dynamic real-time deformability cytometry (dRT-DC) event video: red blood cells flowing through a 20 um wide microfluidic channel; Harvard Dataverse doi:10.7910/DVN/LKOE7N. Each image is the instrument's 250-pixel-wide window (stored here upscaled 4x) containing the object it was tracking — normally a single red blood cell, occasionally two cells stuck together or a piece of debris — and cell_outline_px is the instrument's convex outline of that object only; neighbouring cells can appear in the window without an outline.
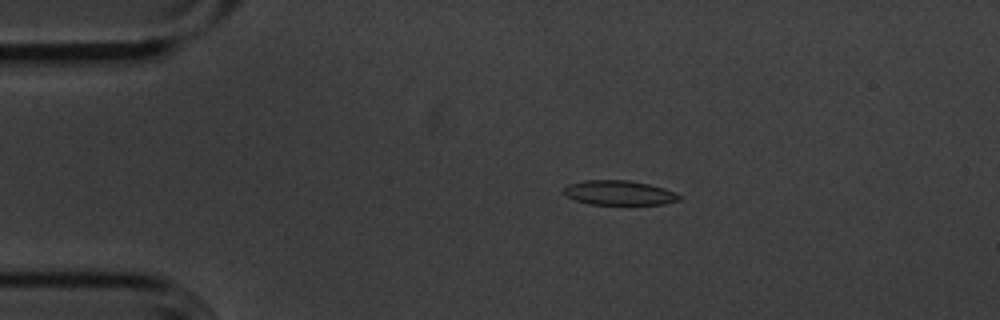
{"species": "common noctule bat (a hibernating species)", "species_latin": "Nyctalus noctula", "temperature_condition": "cold", "stored_images_in_passage": 46, "camera_frame_rate_fps": 3000, "um_per_image_px": 0.085, "animal": {"sex": "male", "body_mass_g": 20.1, "forearm_length_mm": 53.5}, "frame": {"image": 1, "passage_image": 2, "time_ms": 0.333, "image_size_px": [1000, 320], "cell_outline_px": [[680, 200], [664, 204], [592, 204], [576, 200], [564, 196], [560, 192], [568, 184], [584, 180], [628, 180], [648, 184], [664, 188], [680, 196]], "centroid_in_image_um": [52.55, 16.38], "position_along_channel_um": 32.4, "area_um2": 16.47}}
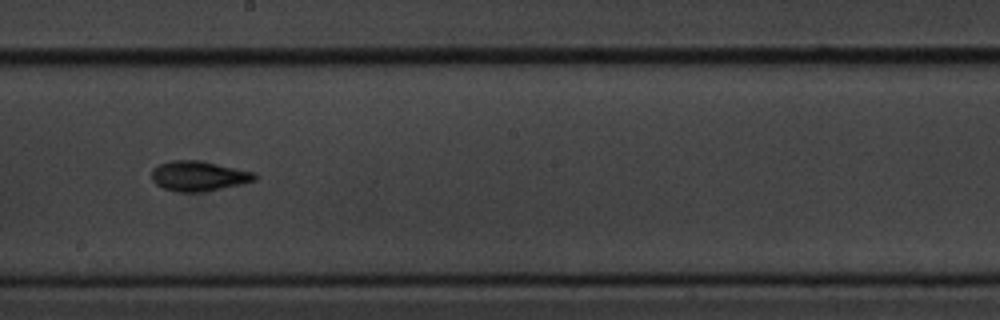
{"frame": {"image": 2, "passage_image": 22, "time_ms": 7.0, "image_size_px": [1000, 320], "cell_outline_px": [[256, 180], [240, 184], [200, 192], [180, 192], [164, 188], [156, 184], [152, 180], [152, 168], [160, 164], [172, 160], [196, 160], [256, 172]], "centroid_in_image_um": [16.86, 14.96], "position_along_channel_um": 231.3, "area_um2": 17.74}}
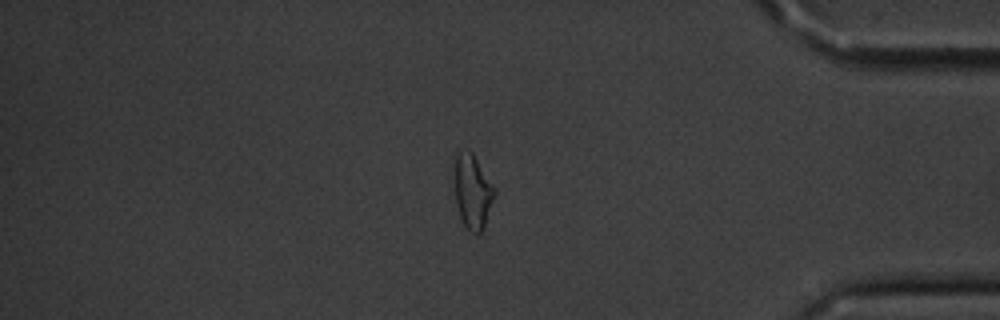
{"frame": {"image": 3, "passage_image": 38, "time_ms": 12.333, "image_size_px": [1000, 320], "cell_outline_px": [[496, 196], [484, 228], [480, 236], [476, 236], [464, 224], [460, 216], [456, 204], [456, 156], [460, 152], [468, 148], [472, 152], [496, 188]], "centroid_in_image_um": [40.23, 16.33], "position_along_channel_um": 395.0, "area_um2": 17.34}, "authors_computed_cell_mechanics": {"area_um2": 17.2244, "velocity_mm_per_s": 3.6088, "shape_relaxation_time_tau1_ms": 3.0542, "shape_relaxation_time_tau2_ms": 6.3181, "deformation_change_tau1": 0.1112, "deformation_change_tau2": 0.1305}}